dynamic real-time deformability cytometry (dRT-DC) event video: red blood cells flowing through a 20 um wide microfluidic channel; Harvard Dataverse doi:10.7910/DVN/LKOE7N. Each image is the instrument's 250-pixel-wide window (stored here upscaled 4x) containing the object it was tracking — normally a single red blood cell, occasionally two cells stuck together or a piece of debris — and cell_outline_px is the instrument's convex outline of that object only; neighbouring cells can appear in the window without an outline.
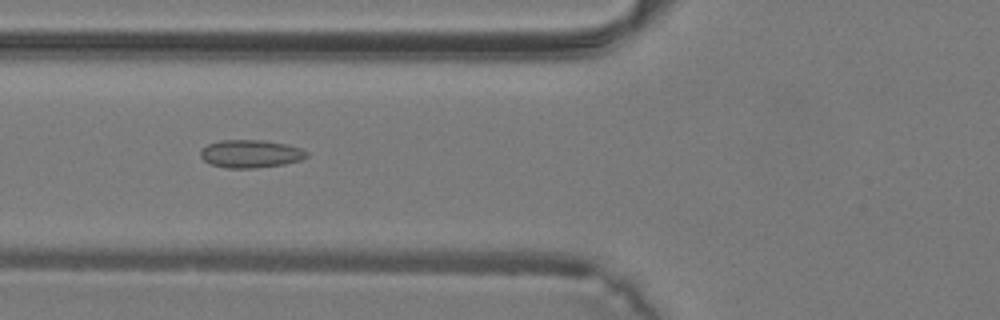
{"species": "common noctule bat (a hibernating species)", "species_latin": "Nyctalus noctula", "temperature_condition": "warm", "stored_images_in_passage": 38, "camera_frame_rate_fps": 3000, "um_per_image_px": 0.085, "animal": {"sex": "male", "body_mass_g": 19.2, "forearm_length_mm": 51.8}, "frame": {"image": 1, "passage_image": 16, "time_ms": 5.0, "image_size_px": [1000, 320], "cell_outline_px": [[308, 156], [300, 160], [284, 164], [256, 168], [228, 168], [212, 164], [204, 160], [200, 156], [200, 152], [208, 144], [220, 140], [264, 140], [288, 144], [300, 148], [308, 152]], "centroid_in_image_um": [21.33, 13.06], "position_along_channel_um": 104.5, "area_um2": 17.22}}
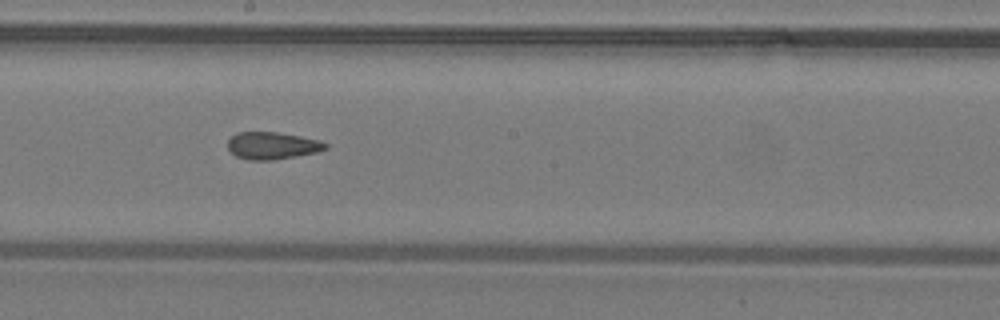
{"frame": {"image": 2, "passage_image": 23, "time_ms": 7.333, "image_size_px": [1000, 320], "cell_outline_px": [[328, 148], [316, 152], [296, 156], [272, 160], [248, 160], [236, 156], [228, 148], [228, 140], [236, 132], [276, 132], [300, 136], [320, 140], [328, 144]], "centroid_in_image_um": [23.14, 12.37], "position_along_channel_um": 225.1, "area_um2": 15.49}}
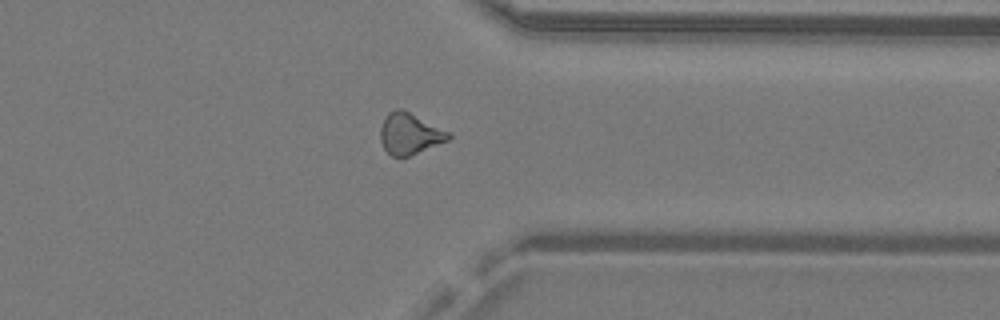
{"frame": {"image": 3, "passage_image": 32, "time_ms": 10.333, "image_size_px": [1000, 320], "cell_outline_px": [[452, 136], [448, 140], [408, 156], [392, 156], [384, 148], [380, 140], [380, 128], [388, 112], [396, 108], [404, 108], [448, 132]], "centroid_in_image_um": [34.79, 11.33], "position_along_channel_um": 376.6, "area_um2": 16.18}}